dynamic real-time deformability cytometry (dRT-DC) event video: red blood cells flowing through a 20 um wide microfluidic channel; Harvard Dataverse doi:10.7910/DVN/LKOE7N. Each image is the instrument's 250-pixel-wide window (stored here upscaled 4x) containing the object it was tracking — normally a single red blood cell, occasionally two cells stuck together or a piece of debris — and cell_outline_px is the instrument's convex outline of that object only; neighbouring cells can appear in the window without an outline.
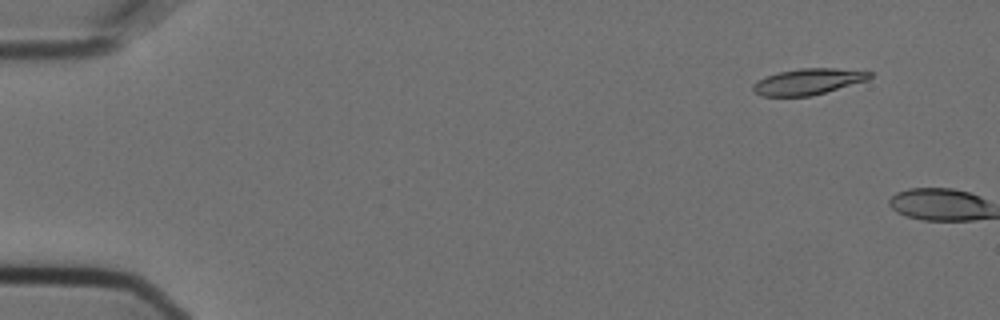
{"species": "Egyptian fruit bat (a non-hibernating species)", "species_latin": "Rousettus aegyptiacus", "temperature_condition": "cold", "stored_images_in_passage": 2, "camera_frame_rate_fps": 3000, "um_per_image_px": 0.085, "animal": {"sex": "female"}, "frame": {"image": 1, "passage_image": 1, "time_ms": 0.0, "image_size_px": [1000, 320], "cell_outline_px": [[872, 76], [868, 80], [812, 96], [760, 96], [752, 88], [752, 84], [768, 76], [780, 72], [800, 68], [832, 68], [872, 72]], "centroid_in_image_um": [68.71, 6.94], "position_along_channel_um": 16.3, "area_um2": 17.51}}